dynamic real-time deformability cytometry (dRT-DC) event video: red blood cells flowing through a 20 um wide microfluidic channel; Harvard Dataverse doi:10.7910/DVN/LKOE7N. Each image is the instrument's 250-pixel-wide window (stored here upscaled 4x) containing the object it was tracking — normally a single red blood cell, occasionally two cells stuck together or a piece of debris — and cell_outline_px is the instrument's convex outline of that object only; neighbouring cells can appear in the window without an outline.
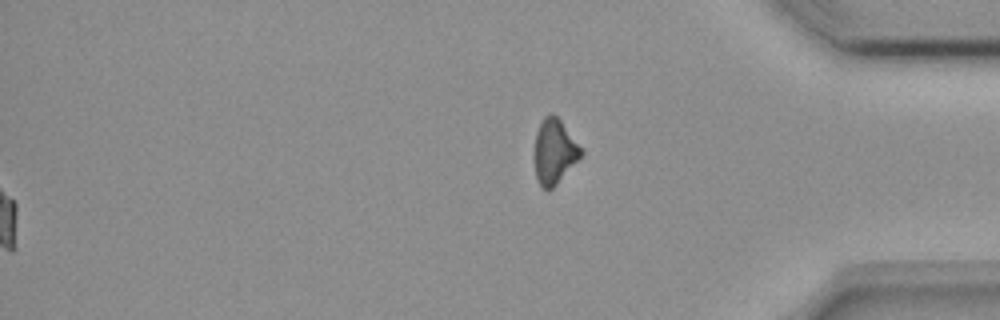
{"species": "common noctule bat (a hibernating species)", "species_latin": "Nyctalus noctula", "temperature_condition": "room temperature", "stored_images_in_passage": 50, "segment_of_instrument_passage": [2, 2], "camera_frame_rate_fps": 3000, "um_per_image_px": 0.085, "animal": {"sex": "female", "body_mass_g": 18.4}, "frame": {"image": 1, "passage_image": 50, "time_ms": 16.333, "image_size_px": [1000, 320], "cell_outline_px": [[584, 152], [556, 184], [548, 192], [540, 188], [536, 180], [532, 156], [536, 132], [544, 116], [552, 112], [560, 120]], "centroid_in_image_um": [47.04, 12.92], "position_along_channel_um": 388.2, "area_um2": 17.8}}